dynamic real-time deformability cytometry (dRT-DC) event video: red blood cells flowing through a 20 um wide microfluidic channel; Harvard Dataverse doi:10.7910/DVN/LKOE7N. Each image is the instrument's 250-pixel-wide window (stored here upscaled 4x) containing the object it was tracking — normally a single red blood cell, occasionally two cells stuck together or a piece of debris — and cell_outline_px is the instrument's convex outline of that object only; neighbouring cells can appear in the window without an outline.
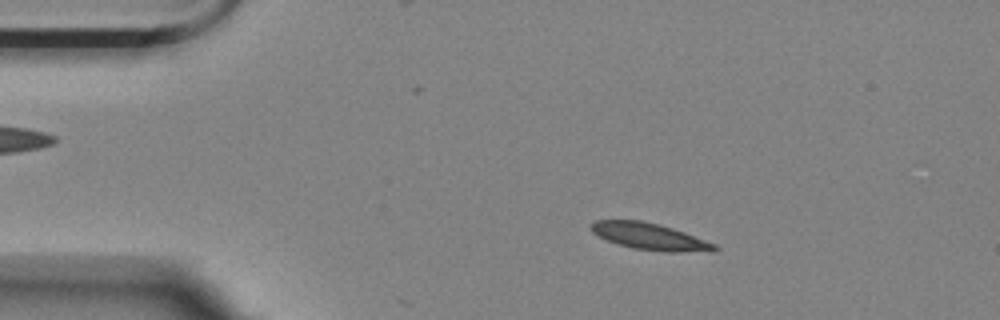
{"species": "Egyptian fruit bat (a non-hibernating species)", "species_latin": "Rousettus aegyptiacus", "temperature_condition": "room temperature", "stored_images_in_passage": 6, "camera_frame_rate_fps": 3000, "um_per_image_px": 0.085, "animal": {"sex": "female"}, "frame": {"image": 1, "passage_image": 3, "time_ms": 3.0, "image_size_px": [1000, 320], "cell_outline_px": [[720, 248], [716, 252], [664, 252], [632, 248], [608, 240], [592, 232], [592, 224], [596, 220], [640, 220], [660, 224], [684, 232], [716, 244]], "centroid_in_image_um": [55.33, 20.12], "position_along_channel_um": 29.7, "area_um2": 19.19}}
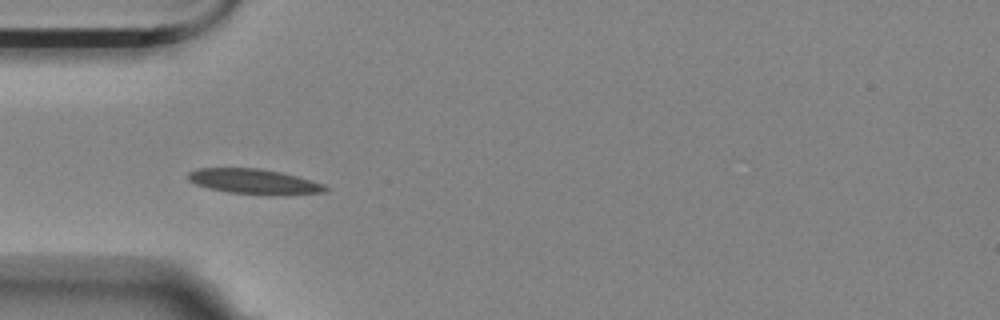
{"frame": {"image": 2, "passage_image": 5, "time_ms": 5.333, "image_size_px": [1000, 320], "cell_outline_px": [[332, 188], [328, 192], [228, 192], [208, 188], [196, 184], [188, 180], [188, 172], [196, 168], [256, 168], [280, 172], [312, 180], [324, 184]], "centroid_in_image_um": [21.52, 15.37], "position_along_channel_um": 63.5, "area_um2": 18.96}}
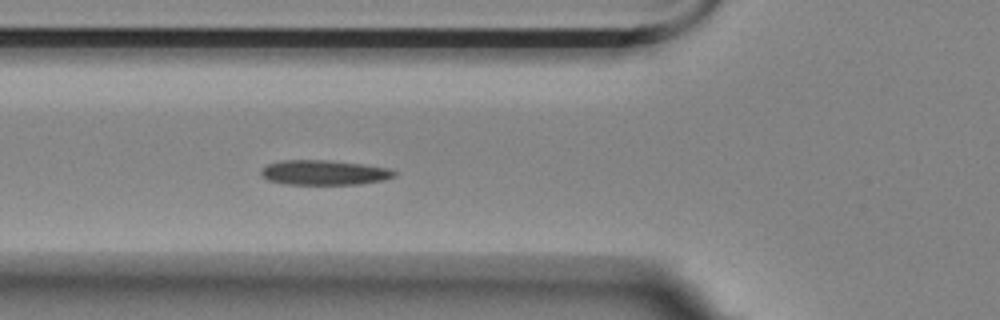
{"frame": {"image": 3, "passage_image": 6, "time_ms": 6.333, "image_size_px": [1000, 320], "cell_outline_px": [[400, 172], [396, 176], [384, 180], [360, 184], [288, 184], [268, 180], [260, 172], [268, 164], [280, 160], [328, 160], [364, 164], [392, 168]], "centroid_in_image_um": [27.66, 14.66], "position_along_channel_um": 98.1, "area_um2": 19.42}}